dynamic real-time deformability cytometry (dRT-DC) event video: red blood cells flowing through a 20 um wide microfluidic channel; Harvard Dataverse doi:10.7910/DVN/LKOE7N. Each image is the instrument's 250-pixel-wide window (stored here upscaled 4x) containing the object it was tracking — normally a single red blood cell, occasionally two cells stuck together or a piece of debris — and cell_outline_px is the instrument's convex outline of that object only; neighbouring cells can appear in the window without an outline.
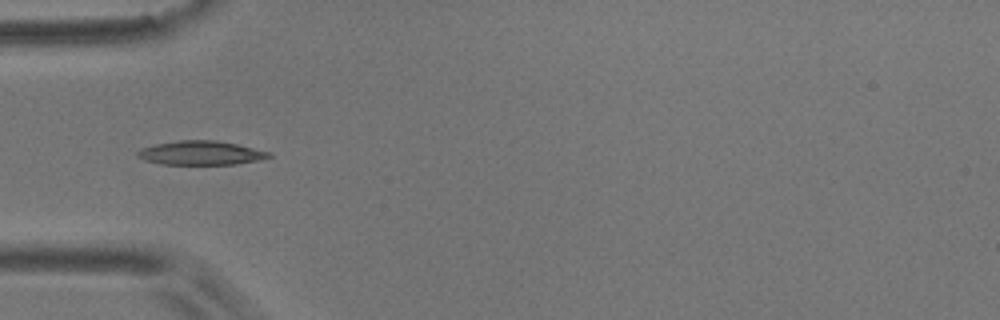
{"species": "common noctule bat (a hibernating species)", "species_latin": "Nyctalus noctula", "temperature_condition": "room temperature", "stored_images_in_passage": 9, "camera_frame_rate_fps": 3000, "um_per_image_px": 0.085, "animal": {"sex": "male", "body_mass_g": 17.9}, "frame": {"image": 1, "passage_image": 3, "time_ms": 0.667, "image_size_px": [1000, 320], "cell_outline_px": [[272, 156], [256, 160], [236, 164], [160, 164], [144, 160], [136, 156], [136, 152], [144, 148], [156, 144], [180, 140], [216, 140], [236, 144], [272, 152]], "centroid_in_image_um": [17.07, 13.0], "position_along_channel_um": 67.9, "area_um2": 18.21}}
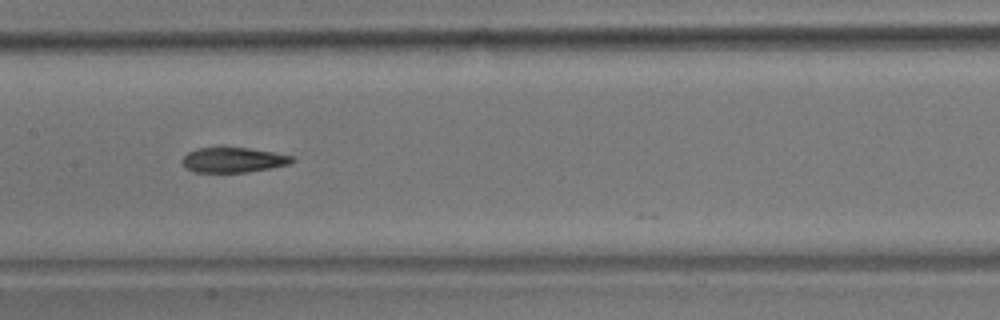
{"frame": {"image": 2, "passage_image": 6, "time_ms": 1.667, "image_size_px": [1000, 320], "cell_outline_px": [[296, 160], [292, 164], [272, 168], [248, 172], [196, 172], [184, 168], [180, 160], [188, 152], [196, 148], [248, 148], [272, 152], [292, 156]], "centroid_in_image_um": [19.83, 13.61], "position_along_channel_um": 187.6, "area_um2": 16.13}}
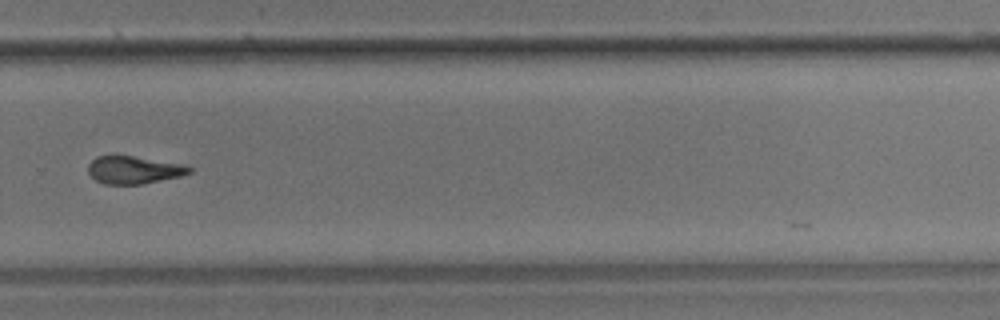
{"frame": {"image": 3, "passage_image": 9, "time_ms": 2.667, "image_size_px": [1000, 320], "cell_outline_px": [[192, 172], [180, 176], [140, 184], [104, 184], [96, 180], [88, 172], [88, 164], [96, 156], [132, 156], [184, 164], [192, 168]], "centroid_in_image_um": [11.37, 14.44], "position_along_channel_um": 318.4, "area_um2": 16.13}}